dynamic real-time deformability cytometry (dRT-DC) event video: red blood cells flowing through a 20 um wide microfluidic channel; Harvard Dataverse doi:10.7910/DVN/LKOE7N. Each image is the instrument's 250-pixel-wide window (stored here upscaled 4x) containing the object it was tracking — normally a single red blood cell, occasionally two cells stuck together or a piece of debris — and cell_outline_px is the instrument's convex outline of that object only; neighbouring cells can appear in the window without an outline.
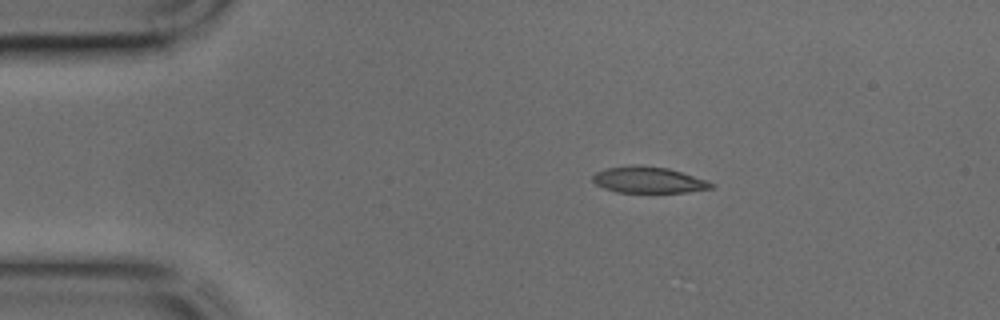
{"species": "common noctule bat (a hibernating species)", "species_latin": "Nyctalus noctula", "temperature_condition": "cold", "stored_images_in_passage": 43, "camera_frame_rate_fps": 3000, "um_per_image_px": 0.085, "animal": {"sex": "male", "body_mass_g": 17.9, "forearm_length_mm": 54.2}, "frame": {"image": 1, "passage_image": 7, "time_ms": 2.0, "image_size_px": [1000, 320], "cell_outline_px": [[716, 184], [712, 188], [688, 192], [616, 192], [604, 188], [596, 184], [592, 180], [592, 176], [596, 172], [608, 168], [632, 164], [640, 164], [668, 168], [708, 180]], "centroid_in_image_um": [55.13, 15.28], "position_along_channel_um": 29.9, "area_um2": 18.26}}
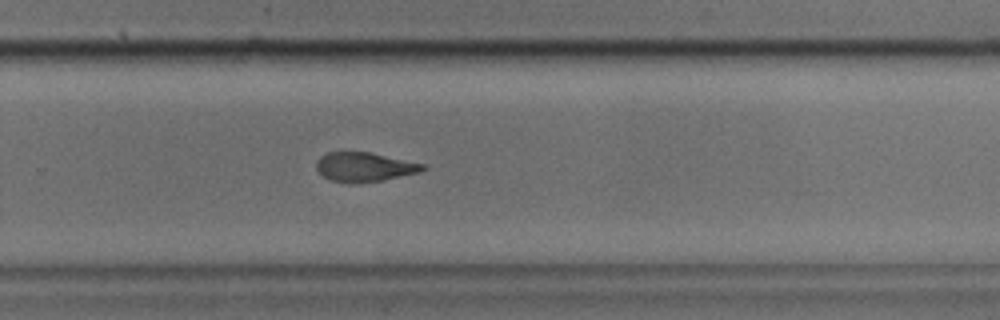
{"frame": {"image": 2, "passage_image": 28, "time_ms": 9.0, "image_size_px": [1000, 320], "cell_outline_px": [[428, 168], [420, 172], [384, 180], [352, 184], [328, 180], [316, 168], [316, 160], [320, 156], [328, 152], [368, 152], [428, 164]], "centroid_in_image_um": [31.01, 14.2], "position_along_channel_um": 298.8, "area_um2": 18.44}}
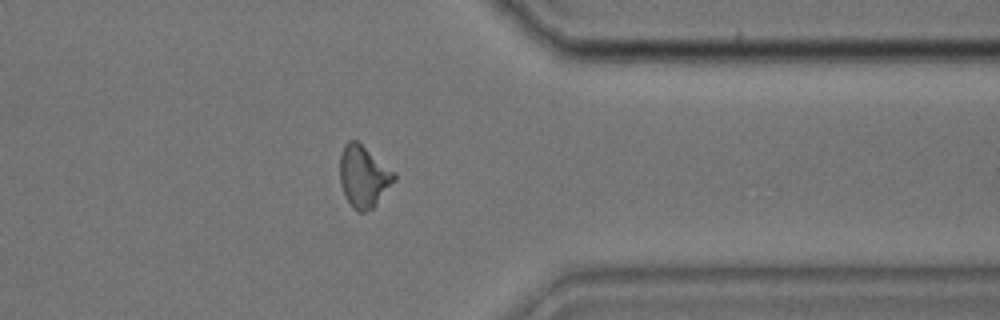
{"frame": {"image": 3, "passage_image": 34, "time_ms": 11.0, "image_size_px": [1000, 320], "cell_outline_px": [[396, 180], [372, 208], [364, 212], [356, 212], [352, 208], [344, 196], [340, 184], [340, 156], [344, 144], [348, 140], [356, 140], [396, 172]], "centroid_in_image_um": [30.89, 15.0], "position_along_channel_um": 380.5, "area_um2": 19.65}}